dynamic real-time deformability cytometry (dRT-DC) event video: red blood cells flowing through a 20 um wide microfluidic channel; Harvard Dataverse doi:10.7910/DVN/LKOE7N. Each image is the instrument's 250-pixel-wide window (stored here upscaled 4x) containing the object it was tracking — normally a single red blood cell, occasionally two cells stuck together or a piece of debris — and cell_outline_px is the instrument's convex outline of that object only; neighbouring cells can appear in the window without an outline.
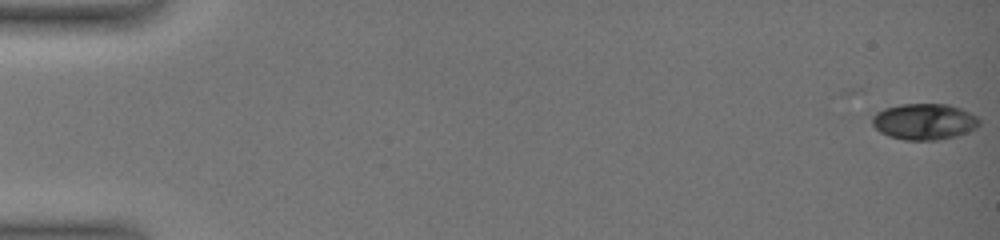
{"species": "common noctule bat (a hibernating species)", "species_latin": "Nyctalus noctula", "temperature_condition": "warm", "stored_images_in_passage": 18, "camera_frame_rate_fps": 3000, "um_per_image_px": 0.085, "animal": {"sex": "female", "body_mass_g": 19.0, "forearm_length_mm": 51.5}, "frame": {"image": 1, "passage_image": 1, "time_ms": 0.0, "image_size_px": [1000, 240], "cell_outline_px": [[980, 124], [976, 128], [968, 132], [956, 136], [936, 140], [904, 140], [888, 136], [880, 132], [872, 124], [872, 116], [876, 112], [884, 108], [900, 104], [948, 104], [960, 108], [976, 116], [980, 120]], "centroid_in_image_um": [78.55, 10.34], "position_along_channel_um": 6.5, "area_um2": 22.66}}
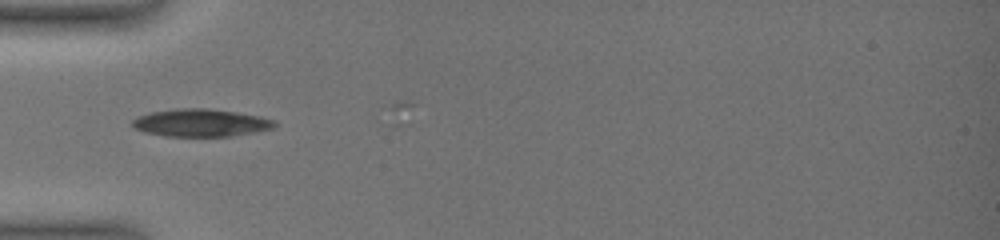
{"frame": {"image": 2, "passage_image": 14, "time_ms": 6.667, "image_size_px": [1000, 240], "cell_outline_px": [[276, 124], [272, 128], [252, 132], [228, 136], [164, 136], [144, 132], [136, 128], [132, 124], [132, 120], [136, 116], [152, 112], [176, 108], [208, 108], [236, 112], [260, 116], [272, 120]], "centroid_in_image_um": [17.01, 10.43], "position_along_channel_um": 68.0, "area_um2": 22.66}}
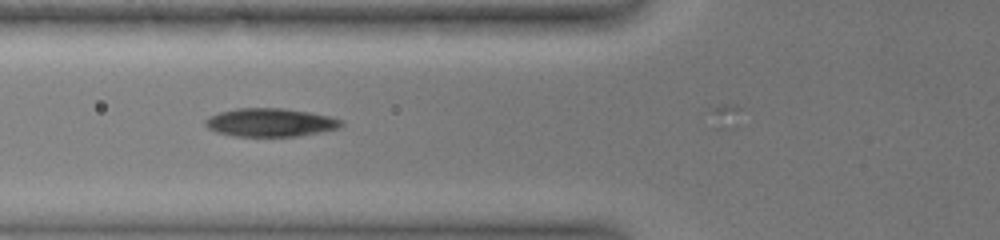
{"frame": {"image": 3, "passage_image": 16, "time_ms": 7.667, "image_size_px": [1000, 240], "cell_outline_px": [[344, 124], [340, 128], [300, 136], [232, 136], [216, 132], [208, 128], [204, 124], [204, 120], [208, 116], [220, 112], [236, 108], [284, 108], [332, 116], [344, 120]], "centroid_in_image_um": [23.0, 10.41], "position_along_channel_um": 102.8, "area_um2": 22.72}}